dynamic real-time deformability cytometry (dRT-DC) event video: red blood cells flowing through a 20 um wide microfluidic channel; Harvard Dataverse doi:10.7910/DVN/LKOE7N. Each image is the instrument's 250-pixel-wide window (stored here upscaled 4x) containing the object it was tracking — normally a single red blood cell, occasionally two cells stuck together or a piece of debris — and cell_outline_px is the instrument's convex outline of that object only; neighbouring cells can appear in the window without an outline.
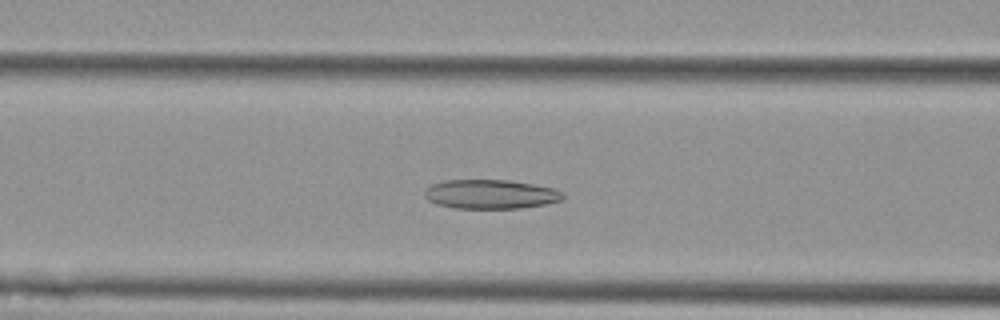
{"species": "Egyptian fruit bat (a non-hibernating species)", "species_latin": "Rousettus aegyptiacus", "temperature_condition": "cold", "stored_images_in_passage": 55, "camera_frame_rate_fps": 3000, "um_per_image_px": 0.085, "animal": {"sex": "female"}, "frame": {"image": 1, "passage_image": 22, "time_ms": 7.0, "image_size_px": [1000, 320], "cell_outline_px": [[564, 196], [560, 200], [544, 204], [520, 208], [456, 208], [436, 204], [428, 200], [424, 196], [424, 192], [432, 184], [444, 180], [508, 180], [532, 184], [552, 188], [560, 192]], "centroid_in_image_um": [41.64, 16.5], "position_along_channel_um": 125.0, "area_um2": 23.24}}
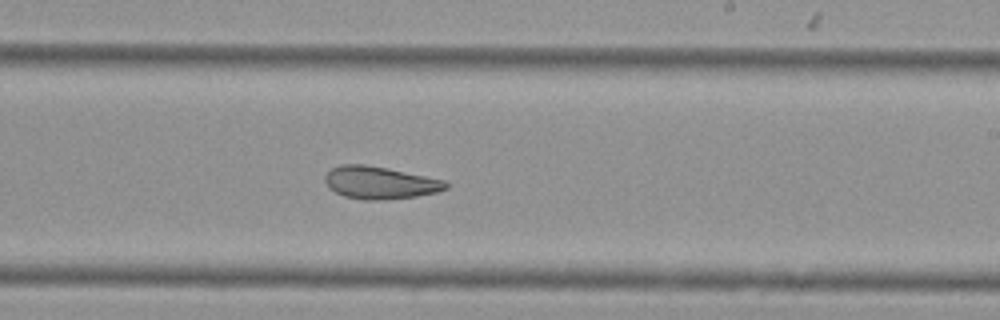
{"frame": {"image": 2, "passage_image": 33, "time_ms": 10.667, "image_size_px": [1000, 320], "cell_outline_px": [[448, 188], [436, 192], [416, 196], [384, 200], [364, 200], [344, 196], [328, 188], [324, 180], [324, 176], [332, 168], [340, 164], [364, 164], [388, 168], [444, 180], [448, 184]], "centroid_in_image_um": [32.26, 15.53], "position_along_channel_um": 256.7, "area_um2": 22.89}}
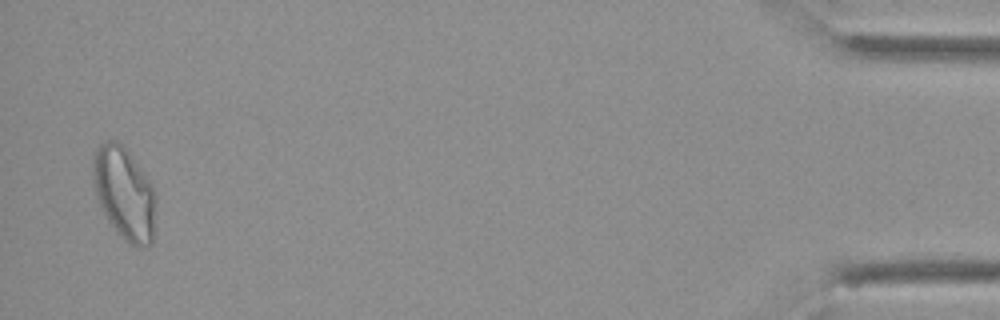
{"frame": {"image": 3, "passage_image": 54, "time_ms": 17.667, "image_size_px": [1000, 320], "cell_outline_px": [[156, 228], [152, 244], [144, 248], [136, 248], [124, 240], [116, 232], [108, 220], [96, 200], [92, 176], [92, 156], [96, 148], [104, 140], [120, 140], [156, 188]], "centroid_in_image_um": [10.59, 16.45], "position_along_channel_um": 424.6, "area_um2": 35.32}, "authors_computed_cell_mechanics": {"area_um2": 28.1486, "velocity_mm_per_s": 3.6101, "shape_relaxation_time_tau1_ms": null, "shape_relaxation_time_tau2_ms": 4.1019, "deformation_change_tau1": null, "deformation_change_tau2": 0.1124}}